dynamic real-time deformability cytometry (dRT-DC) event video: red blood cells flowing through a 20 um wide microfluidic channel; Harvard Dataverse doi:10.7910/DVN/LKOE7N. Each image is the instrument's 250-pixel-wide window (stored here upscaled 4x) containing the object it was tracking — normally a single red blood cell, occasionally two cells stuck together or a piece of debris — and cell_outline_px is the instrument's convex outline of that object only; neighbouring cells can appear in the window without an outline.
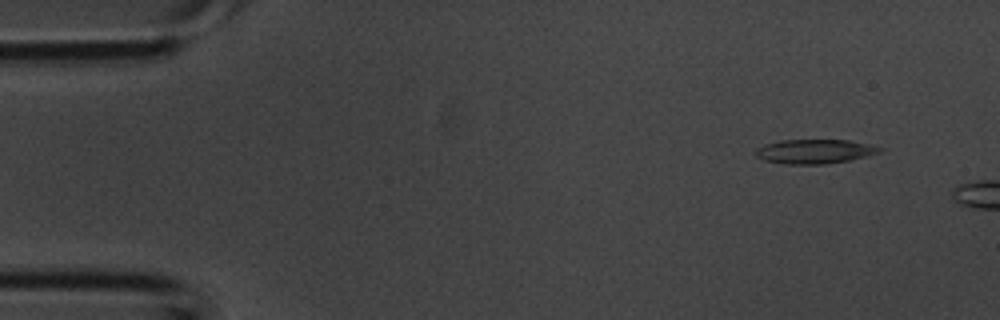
{"species": "common noctule bat (a hibernating species)", "species_latin": "Nyctalus noctula", "temperature_condition": "room temperature", "stored_images_in_passage": 6, "camera_frame_rate_fps": 3000, "um_per_image_px": 0.085, "animal": {"sex": "male", "body_mass_g": 20.1, "forearm_length_mm": 53.5}, "frame": {"image": 1, "passage_image": 3, "time_ms": 0.667, "image_size_px": [1000, 320], "cell_outline_px": [[884, 148], [880, 152], [868, 156], [852, 160], [824, 164], [784, 164], [764, 160], [756, 156], [752, 152], [756, 148], [764, 144], [780, 140], [848, 140], [868, 144]], "centroid_in_image_um": [69.22, 12.87], "position_along_channel_um": 15.8, "area_um2": 17.74}}